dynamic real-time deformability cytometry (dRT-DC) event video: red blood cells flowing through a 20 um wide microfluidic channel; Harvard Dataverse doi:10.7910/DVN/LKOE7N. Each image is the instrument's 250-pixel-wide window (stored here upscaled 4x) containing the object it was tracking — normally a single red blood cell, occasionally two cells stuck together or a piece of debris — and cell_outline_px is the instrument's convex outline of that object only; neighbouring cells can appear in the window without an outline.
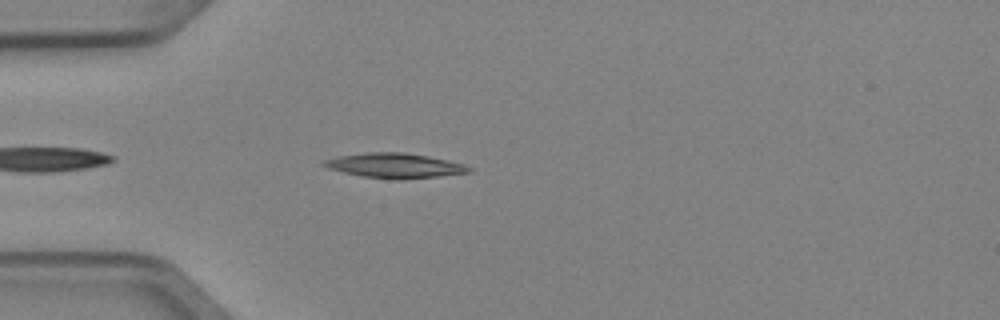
{"species": "Egyptian fruit bat (a non-hibernating species)", "species_latin": "Rousettus aegyptiacus", "temperature_condition": "cold", "stored_images_in_passage": 3, "camera_frame_rate_fps": 3000, "um_per_image_px": 0.085, "animal": {"sex": "female"}, "frame": {"image": 1, "passage_image": 3, "time_ms": 0.667, "image_size_px": [1000, 320], "cell_outline_px": [[472, 172], [440, 176], [396, 180], [360, 176], [328, 168], [320, 164], [324, 160], [336, 156], [368, 152], [404, 152], [428, 156], [448, 160], [464, 164], [472, 168]], "centroid_in_image_um": [33.55, 14.07], "position_along_channel_um": 51.5, "area_um2": 21.1}}